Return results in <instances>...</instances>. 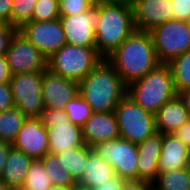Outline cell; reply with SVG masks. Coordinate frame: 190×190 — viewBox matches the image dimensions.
Instances as JSON below:
<instances>
[{"label":"cell","mask_w":190,"mask_h":190,"mask_svg":"<svg viewBox=\"0 0 190 190\" xmlns=\"http://www.w3.org/2000/svg\"><path fill=\"white\" fill-rule=\"evenodd\" d=\"M97 0H59L60 15H79L95 5Z\"/></svg>","instance_id":"32"},{"label":"cell","mask_w":190,"mask_h":190,"mask_svg":"<svg viewBox=\"0 0 190 190\" xmlns=\"http://www.w3.org/2000/svg\"><path fill=\"white\" fill-rule=\"evenodd\" d=\"M122 190H155L153 183L145 180H124Z\"/></svg>","instance_id":"36"},{"label":"cell","mask_w":190,"mask_h":190,"mask_svg":"<svg viewBox=\"0 0 190 190\" xmlns=\"http://www.w3.org/2000/svg\"><path fill=\"white\" fill-rule=\"evenodd\" d=\"M126 95L155 115L162 105L177 95L169 65L161 63L141 79L129 84Z\"/></svg>","instance_id":"4"},{"label":"cell","mask_w":190,"mask_h":190,"mask_svg":"<svg viewBox=\"0 0 190 190\" xmlns=\"http://www.w3.org/2000/svg\"><path fill=\"white\" fill-rule=\"evenodd\" d=\"M59 0H37L31 21H52L59 19Z\"/></svg>","instance_id":"31"},{"label":"cell","mask_w":190,"mask_h":190,"mask_svg":"<svg viewBox=\"0 0 190 190\" xmlns=\"http://www.w3.org/2000/svg\"><path fill=\"white\" fill-rule=\"evenodd\" d=\"M0 190H14V189L9 187L7 184H5L0 180Z\"/></svg>","instance_id":"46"},{"label":"cell","mask_w":190,"mask_h":190,"mask_svg":"<svg viewBox=\"0 0 190 190\" xmlns=\"http://www.w3.org/2000/svg\"><path fill=\"white\" fill-rule=\"evenodd\" d=\"M124 179L118 177L117 175L101 184L99 187L93 188V190H122Z\"/></svg>","instance_id":"39"},{"label":"cell","mask_w":190,"mask_h":190,"mask_svg":"<svg viewBox=\"0 0 190 190\" xmlns=\"http://www.w3.org/2000/svg\"><path fill=\"white\" fill-rule=\"evenodd\" d=\"M153 186L155 190H190V167L159 172Z\"/></svg>","instance_id":"24"},{"label":"cell","mask_w":190,"mask_h":190,"mask_svg":"<svg viewBox=\"0 0 190 190\" xmlns=\"http://www.w3.org/2000/svg\"><path fill=\"white\" fill-rule=\"evenodd\" d=\"M12 91L9 83L0 84V112L14 107Z\"/></svg>","instance_id":"35"},{"label":"cell","mask_w":190,"mask_h":190,"mask_svg":"<svg viewBox=\"0 0 190 190\" xmlns=\"http://www.w3.org/2000/svg\"><path fill=\"white\" fill-rule=\"evenodd\" d=\"M177 95L180 97L185 108L190 114V87L185 90L180 91L179 93H177Z\"/></svg>","instance_id":"42"},{"label":"cell","mask_w":190,"mask_h":190,"mask_svg":"<svg viewBox=\"0 0 190 190\" xmlns=\"http://www.w3.org/2000/svg\"><path fill=\"white\" fill-rule=\"evenodd\" d=\"M12 147L33 159H42L49 151L47 128L40 118H26Z\"/></svg>","instance_id":"14"},{"label":"cell","mask_w":190,"mask_h":190,"mask_svg":"<svg viewBox=\"0 0 190 190\" xmlns=\"http://www.w3.org/2000/svg\"><path fill=\"white\" fill-rule=\"evenodd\" d=\"M12 75L44 71L47 58L19 31L12 37L5 54Z\"/></svg>","instance_id":"11"},{"label":"cell","mask_w":190,"mask_h":190,"mask_svg":"<svg viewBox=\"0 0 190 190\" xmlns=\"http://www.w3.org/2000/svg\"><path fill=\"white\" fill-rule=\"evenodd\" d=\"M108 1L115 3H124L132 6L137 0H108Z\"/></svg>","instance_id":"43"},{"label":"cell","mask_w":190,"mask_h":190,"mask_svg":"<svg viewBox=\"0 0 190 190\" xmlns=\"http://www.w3.org/2000/svg\"><path fill=\"white\" fill-rule=\"evenodd\" d=\"M12 148V143L0 141V178L6 164L8 154Z\"/></svg>","instance_id":"41"},{"label":"cell","mask_w":190,"mask_h":190,"mask_svg":"<svg viewBox=\"0 0 190 190\" xmlns=\"http://www.w3.org/2000/svg\"><path fill=\"white\" fill-rule=\"evenodd\" d=\"M26 118L15 106L0 112V141L12 143Z\"/></svg>","instance_id":"25"},{"label":"cell","mask_w":190,"mask_h":190,"mask_svg":"<svg viewBox=\"0 0 190 190\" xmlns=\"http://www.w3.org/2000/svg\"><path fill=\"white\" fill-rule=\"evenodd\" d=\"M92 149L112 166L115 175L124 180H138L137 144L117 138L98 143Z\"/></svg>","instance_id":"9"},{"label":"cell","mask_w":190,"mask_h":190,"mask_svg":"<svg viewBox=\"0 0 190 190\" xmlns=\"http://www.w3.org/2000/svg\"><path fill=\"white\" fill-rule=\"evenodd\" d=\"M190 167V149L174 134H162L158 172Z\"/></svg>","instance_id":"19"},{"label":"cell","mask_w":190,"mask_h":190,"mask_svg":"<svg viewBox=\"0 0 190 190\" xmlns=\"http://www.w3.org/2000/svg\"><path fill=\"white\" fill-rule=\"evenodd\" d=\"M67 44L96 47L95 31L98 21V0L95 5L79 15H60Z\"/></svg>","instance_id":"13"},{"label":"cell","mask_w":190,"mask_h":190,"mask_svg":"<svg viewBox=\"0 0 190 190\" xmlns=\"http://www.w3.org/2000/svg\"><path fill=\"white\" fill-rule=\"evenodd\" d=\"M190 149V120L173 133Z\"/></svg>","instance_id":"40"},{"label":"cell","mask_w":190,"mask_h":190,"mask_svg":"<svg viewBox=\"0 0 190 190\" xmlns=\"http://www.w3.org/2000/svg\"><path fill=\"white\" fill-rule=\"evenodd\" d=\"M18 29L9 24L0 23V56H4L8 50L10 41Z\"/></svg>","instance_id":"33"},{"label":"cell","mask_w":190,"mask_h":190,"mask_svg":"<svg viewBox=\"0 0 190 190\" xmlns=\"http://www.w3.org/2000/svg\"><path fill=\"white\" fill-rule=\"evenodd\" d=\"M120 138L138 144L157 132L155 115L144 110L129 96H125L116 106Z\"/></svg>","instance_id":"8"},{"label":"cell","mask_w":190,"mask_h":190,"mask_svg":"<svg viewBox=\"0 0 190 190\" xmlns=\"http://www.w3.org/2000/svg\"><path fill=\"white\" fill-rule=\"evenodd\" d=\"M148 32L160 63L168 64L172 59L190 50V25L188 21L169 20Z\"/></svg>","instance_id":"6"},{"label":"cell","mask_w":190,"mask_h":190,"mask_svg":"<svg viewBox=\"0 0 190 190\" xmlns=\"http://www.w3.org/2000/svg\"><path fill=\"white\" fill-rule=\"evenodd\" d=\"M174 19L188 21L190 19V0H171Z\"/></svg>","instance_id":"34"},{"label":"cell","mask_w":190,"mask_h":190,"mask_svg":"<svg viewBox=\"0 0 190 190\" xmlns=\"http://www.w3.org/2000/svg\"><path fill=\"white\" fill-rule=\"evenodd\" d=\"M106 60L128 86L161 64L149 32L135 30Z\"/></svg>","instance_id":"1"},{"label":"cell","mask_w":190,"mask_h":190,"mask_svg":"<svg viewBox=\"0 0 190 190\" xmlns=\"http://www.w3.org/2000/svg\"><path fill=\"white\" fill-rule=\"evenodd\" d=\"M42 99L45 108L64 110L78 93V82L61 77L46 68L42 78Z\"/></svg>","instance_id":"15"},{"label":"cell","mask_w":190,"mask_h":190,"mask_svg":"<svg viewBox=\"0 0 190 190\" xmlns=\"http://www.w3.org/2000/svg\"><path fill=\"white\" fill-rule=\"evenodd\" d=\"M45 171L54 186H74L77 182L73 179L70 172L63 166L59 165V157L47 153L42 159Z\"/></svg>","instance_id":"26"},{"label":"cell","mask_w":190,"mask_h":190,"mask_svg":"<svg viewBox=\"0 0 190 190\" xmlns=\"http://www.w3.org/2000/svg\"><path fill=\"white\" fill-rule=\"evenodd\" d=\"M83 137L91 148L101 142L120 138L116 115L113 112H92L82 126Z\"/></svg>","instance_id":"17"},{"label":"cell","mask_w":190,"mask_h":190,"mask_svg":"<svg viewBox=\"0 0 190 190\" xmlns=\"http://www.w3.org/2000/svg\"><path fill=\"white\" fill-rule=\"evenodd\" d=\"M47 59L67 44L59 19L29 21L18 29Z\"/></svg>","instance_id":"12"},{"label":"cell","mask_w":190,"mask_h":190,"mask_svg":"<svg viewBox=\"0 0 190 190\" xmlns=\"http://www.w3.org/2000/svg\"><path fill=\"white\" fill-rule=\"evenodd\" d=\"M52 183L41 159H33L20 190H49Z\"/></svg>","instance_id":"28"},{"label":"cell","mask_w":190,"mask_h":190,"mask_svg":"<svg viewBox=\"0 0 190 190\" xmlns=\"http://www.w3.org/2000/svg\"><path fill=\"white\" fill-rule=\"evenodd\" d=\"M177 93L190 87V50L168 63Z\"/></svg>","instance_id":"27"},{"label":"cell","mask_w":190,"mask_h":190,"mask_svg":"<svg viewBox=\"0 0 190 190\" xmlns=\"http://www.w3.org/2000/svg\"><path fill=\"white\" fill-rule=\"evenodd\" d=\"M136 30L150 31L152 28L174 20L171 0H137L133 5Z\"/></svg>","instance_id":"16"},{"label":"cell","mask_w":190,"mask_h":190,"mask_svg":"<svg viewBox=\"0 0 190 190\" xmlns=\"http://www.w3.org/2000/svg\"><path fill=\"white\" fill-rule=\"evenodd\" d=\"M189 120L190 114L178 95L168 100L155 114L156 130L162 134H173Z\"/></svg>","instance_id":"20"},{"label":"cell","mask_w":190,"mask_h":190,"mask_svg":"<svg viewBox=\"0 0 190 190\" xmlns=\"http://www.w3.org/2000/svg\"><path fill=\"white\" fill-rule=\"evenodd\" d=\"M92 152L93 149L87 145L63 151L57 154L59 165L65 167L73 179L78 182L82 178L89 155Z\"/></svg>","instance_id":"23"},{"label":"cell","mask_w":190,"mask_h":190,"mask_svg":"<svg viewBox=\"0 0 190 190\" xmlns=\"http://www.w3.org/2000/svg\"><path fill=\"white\" fill-rule=\"evenodd\" d=\"M73 186H67V187H62V186H54L52 185L49 190H72Z\"/></svg>","instance_id":"45"},{"label":"cell","mask_w":190,"mask_h":190,"mask_svg":"<svg viewBox=\"0 0 190 190\" xmlns=\"http://www.w3.org/2000/svg\"><path fill=\"white\" fill-rule=\"evenodd\" d=\"M78 90L92 112H113L127 94V86L106 59L78 82Z\"/></svg>","instance_id":"2"},{"label":"cell","mask_w":190,"mask_h":190,"mask_svg":"<svg viewBox=\"0 0 190 190\" xmlns=\"http://www.w3.org/2000/svg\"><path fill=\"white\" fill-rule=\"evenodd\" d=\"M12 77L6 56H0V84L9 83Z\"/></svg>","instance_id":"38"},{"label":"cell","mask_w":190,"mask_h":190,"mask_svg":"<svg viewBox=\"0 0 190 190\" xmlns=\"http://www.w3.org/2000/svg\"><path fill=\"white\" fill-rule=\"evenodd\" d=\"M13 0H0V23L11 25V8Z\"/></svg>","instance_id":"37"},{"label":"cell","mask_w":190,"mask_h":190,"mask_svg":"<svg viewBox=\"0 0 190 190\" xmlns=\"http://www.w3.org/2000/svg\"><path fill=\"white\" fill-rule=\"evenodd\" d=\"M43 71L12 75L9 85L14 105L27 118H40L45 109L42 99Z\"/></svg>","instance_id":"10"},{"label":"cell","mask_w":190,"mask_h":190,"mask_svg":"<svg viewBox=\"0 0 190 190\" xmlns=\"http://www.w3.org/2000/svg\"><path fill=\"white\" fill-rule=\"evenodd\" d=\"M131 5L98 0V21L95 31L96 49L106 59L134 31Z\"/></svg>","instance_id":"3"},{"label":"cell","mask_w":190,"mask_h":190,"mask_svg":"<svg viewBox=\"0 0 190 190\" xmlns=\"http://www.w3.org/2000/svg\"><path fill=\"white\" fill-rule=\"evenodd\" d=\"M161 147L162 133L159 132L137 144L139 180L153 183L157 179Z\"/></svg>","instance_id":"18"},{"label":"cell","mask_w":190,"mask_h":190,"mask_svg":"<svg viewBox=\"0 0 190 190\" xmlns=\"http://www.w3.org/2000/svg\"><path fill=\"white\" fill-rule=\"evenodd\" d=\"M32 161V157L12 147L0 180L14 190H20Z\"/></svg>","instance_id":"21"},{"label":"cell","mask_w":190,"mask_h":190,"mask_svg":"<svg viewBox=\"0 0 190 190\" xmlns=\"http://www.w3.org/2000/svg\"><path fill=\"white\" fill-rule=\"evenodd\" d=\"M72 190H93V189L90 188V187L81 185V184H79V183H76V184L73 186Z\"/></svg>","instance_id":"44"},{"label":"cell","mask_w":190,"mask_h":190,"mask_svg":"<svg viewBox=\"0 0 190 190\" xmlns=\"http://www.w3.org/2000/svg\"><path fill=\"white\" fill-rule=\"evenodd\" d=\"M37 0H13L11 8V25L20 29L31 21Z\"/></svg>","instance_id":"30"},{"label":"cell","mask_w":190,"mask_h":190,"mask_svg":"<svg viewBox=\"0 0 190 190\" xmlns=\"http://www.w3.org/2000/svg\"><path fill=\"white\" fill-rule=\"evenodd\" d=\"M64 111L66 112L70 123L82 127L91 116L92 110L84 98L77 94L72 100L68 101Z\"/></svg>","instance_id":"29"},{"label":"cell","mask_w":190,"mask_h":190,"mask_svg":"<svg viewBox=\"0 0 190 190\" xmlns=\"http://www.w3.org/2000/svg\"><path fill=\"white\" fill-rule=\"evenodd\" d=\"M115 176L112 166L93 151L89 155L82 178L77 183L93 189Z\"/></svg>","instance_id":"22"},{"label":"cell","mask_w":190,"mask_h":190,"mask_svg":"<svg viewBox=\"0 0 190 190\" xmlns=\"http://www.w3.org/2000/svg\"><path fill=\"white\" fill-rule=\"evenodd\" d=\"M103 59L96 47L65 44L47 59V68L61 77L79 82Z\"/></svg>","instance_id":"5"},{"label":"cell","mask_w":190,"mask_h":190,"mask_svg":"<svg viewBox=\"0 0 190 190\" xmlns=\"http://www.w3.org/2000/svg\"><path fill=\"white\" fill-rule=\"evenodd\" d=\"M40 120L47 128L48 153L57 155L63 151L86 145L82 127L70 123L64 110L45 108Z\"/></svg>","instance_id":"7"}]
</instances>
